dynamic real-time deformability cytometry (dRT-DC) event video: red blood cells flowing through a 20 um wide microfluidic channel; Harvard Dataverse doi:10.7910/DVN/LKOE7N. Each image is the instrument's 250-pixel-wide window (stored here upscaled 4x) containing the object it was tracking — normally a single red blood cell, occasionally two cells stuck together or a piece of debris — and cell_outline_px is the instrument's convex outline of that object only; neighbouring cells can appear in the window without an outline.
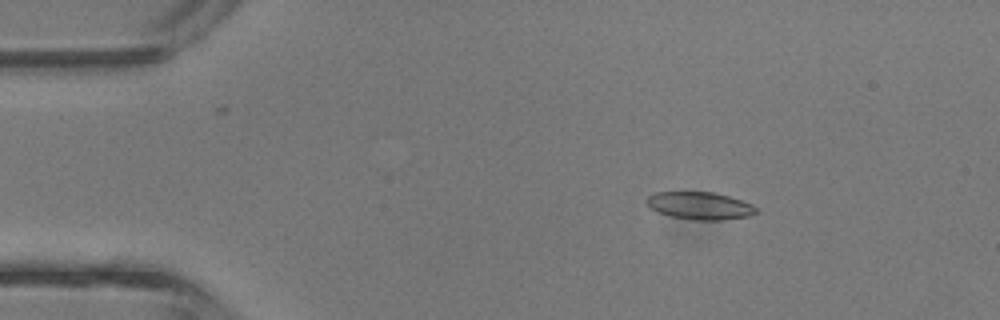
{"species": "common noctule bat (a hibernating species)", "species_latin": "Nyctalus noctula", "temperature_condition": "room temperature", "stored_images_in_passage": 4, "camera_frame_rate_fps": 3000, "um_per_image_px": 0.085, "animal": {"sex": "male", "body_mass_g": 13.3}, "frame": {"image": 1, "passage_image": 2, "time_ms": 0.333, "image_size_px": [1000, 320], "cell_outline_px": [[756, 212], [748, 216], [720, 220], [696, 220], [672, 216], [660, 212], [652, 208], [644, 200], [652, 192], [712, 192], [728, 196], [752, 204], [756, 208]], "centroid_in_image_um": [59.46, 17.47], "position_along_channel_um": 25.5, "area_um2": 17.28}}
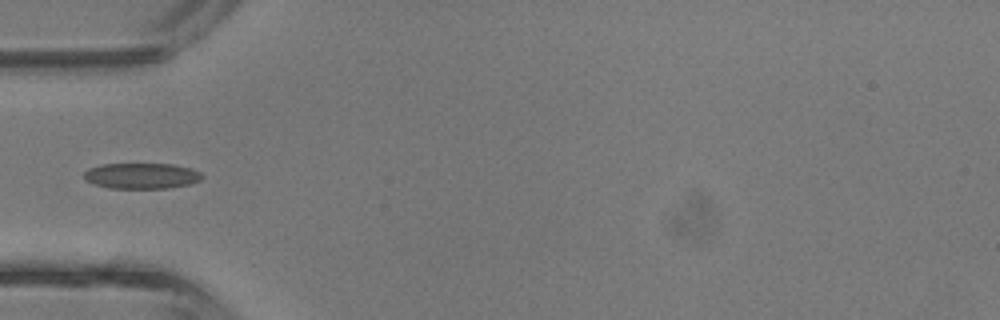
{"frame": {"image": 2, "passage_image": 4, "time_ms": 1.0, "image_size_px": [1000, 320], "cell_outline_px": [[204, 176], [200, 180], [188, 184], [168, 188], [108, 188], [92, 184], [84, 180], [84, 172], [88, 168], [104, 164], [172, 164], [192, 168], [200, 172]], "centroid_in_image_um": [12.01, 14.95], "position_along_channel_um": 73.0, "area_um2": 17.8}}